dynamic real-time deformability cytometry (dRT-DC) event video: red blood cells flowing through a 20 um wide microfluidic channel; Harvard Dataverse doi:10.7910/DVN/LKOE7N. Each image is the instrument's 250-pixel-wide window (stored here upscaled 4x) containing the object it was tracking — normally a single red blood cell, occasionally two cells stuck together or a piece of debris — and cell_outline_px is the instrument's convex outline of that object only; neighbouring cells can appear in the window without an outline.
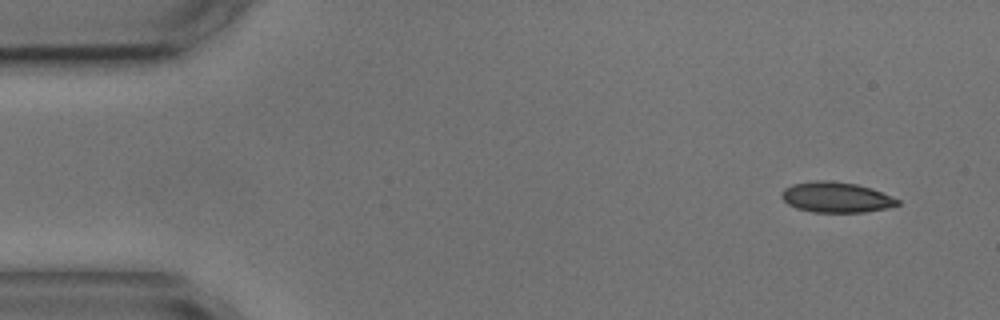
{"species": "common noctule bat (a hibernating species)", "species_latin": "Nyctalus noctula", "temperature_condition": "cold", "stored_images_in_passage": 4, "camera_frame_rate_fps": 3000, "um_per_image_px": 0.085, "animal": {"sex": "male", "body_mass_g": 17.9, "forearm_length_mm": 54.2}, "frame": {"image": 1, "passage_image": 1, "time_ms": 0.0, "image_size_px": [1000, 320], "cell_outline_px": [[900, 204], [884, 208], [864, 212], [812, 212], [796, 208], [788, 204], [780, 196], [780, 192], [784, 188], [792, 184], [816, 180], [828, 180], [856, 184], [872, 188], [900, 200]], "centroid_in_image_um": [71.03, 16.76], "position_along_channel_um": 14.0, "area_um2": 20.58}}